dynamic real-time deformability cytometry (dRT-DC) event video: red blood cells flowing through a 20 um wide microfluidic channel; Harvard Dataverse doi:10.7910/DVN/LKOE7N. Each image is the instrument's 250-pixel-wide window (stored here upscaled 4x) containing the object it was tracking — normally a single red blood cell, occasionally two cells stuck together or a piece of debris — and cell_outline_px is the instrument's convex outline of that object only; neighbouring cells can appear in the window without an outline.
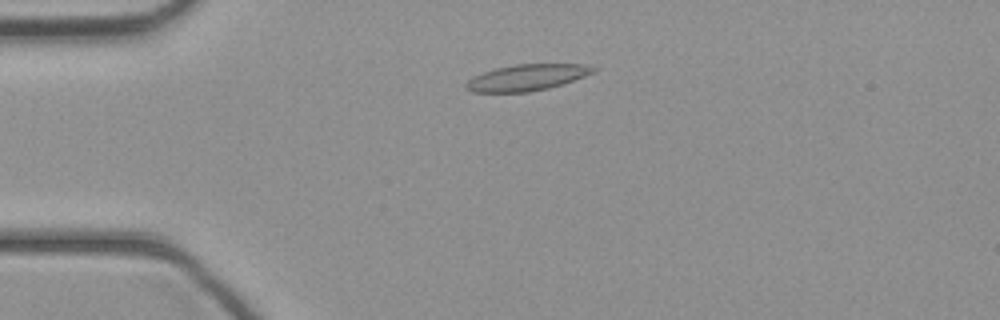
{"species": "common noctule bat (a hibernating species)", "species_latin": "Nyctalus noctula", "temperature_condition": "cold", "stored_images_in_passage": 43, "camera_frame_rate_fps": 3000, "um_per_image_px": 0.085, "animal": {"sex": "female", "body_mass_g": 21.9}, "frame": {"image": 1, "passage_image": 9, "time_ms": 2.667, "image_size_px": [1000, 320], "cell_outline_px": [[600, 68], [596, 72], [548, 88], [528, 92], [472, 92], [464, 88], [464, 84], [472, 76], [496, 68], [516, 64], [584, 64]], "centroid_in_image_um": [44.77, 6.58], "position_along_channel_um": 40.2, "area_um2": 19.48}}
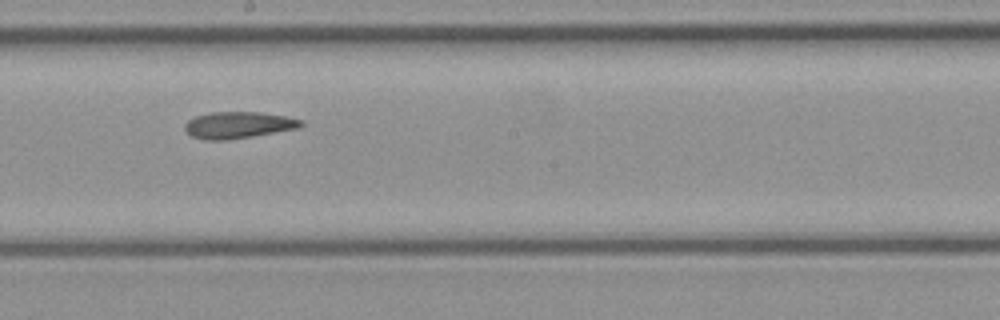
{"frame": {"image": 2, "passage_image": 23, "time_ms": 7.333, "image_size_px": [1000, 320], "cell_outline_px": [[304, 124], [300, 128], [228, 140], [204, 140], [192, 136], [184, 128], [184, 124], [188, 120], [196, 116], [208, 112], [260, 112], [288, 116], [304, 120]], "centroid_in_image_um": [20.29, 10.62], "position_along_channel_um": 227.9, "area_um2": 18.21}}
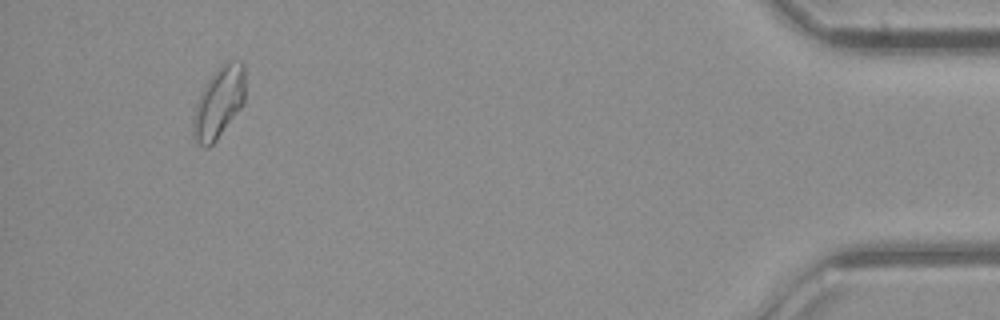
{"frame": {"image": 3, "passage_image": 40, "time_ms": 13.0, "image_size_px": [1000, 320], "cell_outline_px": [[244, 104], [216, 140], [208, 148], [204, 148], [196, 140], [192, 132], [192, 116], [200, 92], [204, 84], [216, 68], [224, 60], [240, 60], [244, 64]], "centroid_in_image_um": [18.59, 8.67], "position_along_channel_um": 416.6, "area_um2": 21.96}}